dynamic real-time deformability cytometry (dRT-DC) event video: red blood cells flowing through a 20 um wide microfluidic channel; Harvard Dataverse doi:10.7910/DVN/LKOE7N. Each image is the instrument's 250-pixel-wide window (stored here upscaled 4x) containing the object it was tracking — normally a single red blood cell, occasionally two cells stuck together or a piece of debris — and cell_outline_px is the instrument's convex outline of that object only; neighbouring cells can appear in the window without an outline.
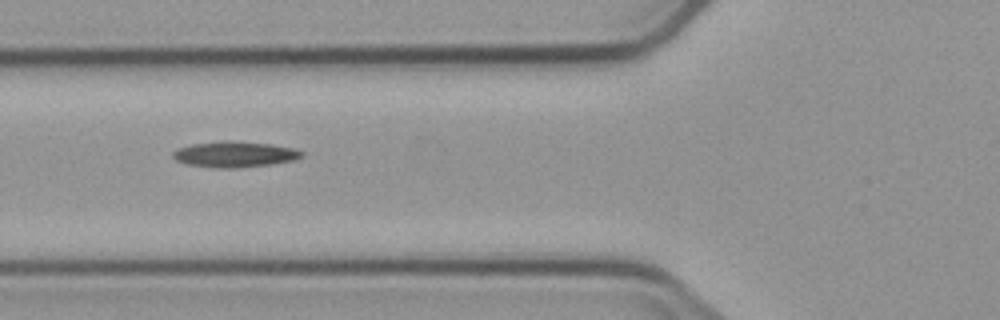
{"species": "common noctule bat (a hibernating species)", "species_latin": "Nyctalus noctula", "temperature_condition": "cold", "stored_images_in_passage": 7, "camera_frame_rate_fps": 3000, "um_per_image_px": 0.085, "animal": {"sex": "male", "body_mass_g": 23.1, "forearm_length_mm": 52.7}, "frame": {"image": 1, "passage_image": 6, "time_ms": 6.0, "image_size_px": [1000, 320], "cell_outline_px": [[304, 152], [300, 156], [292, 160], [268, 164], [232, 168], [216, 168], [188, 164], [176, 160], [172, 156], [172, 152], [176, 148], [192, 144], [224, 140], [232, 140], [272, 144], [292, 148]], "centroid_in_image_um": [19.88, 13.1], "position_along_channel_um": 105.9, "area_um2": 19.19}}
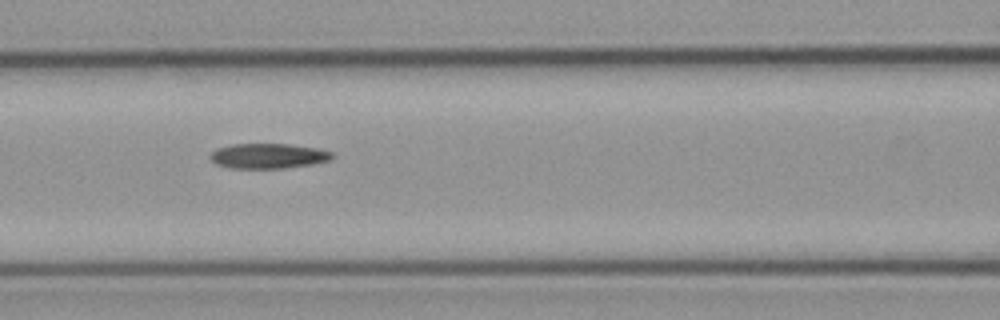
{"frame": {"image": 2, "passage_image": 7, "time_ms": 7.0, "image_size_px": [1000, 320], "cell_outline_px": [[336, 156], [328, 160], [312, 164], [284, 168], [228, 168], [216, 164], [208, 156], [216, 148], [232, 144], [288, 144], [316, 148], [332, 152]], "centroid_in_image_um": [22.77, 13.25], "position_along_channel_um": 143.8, "area_um2": 17.8}}